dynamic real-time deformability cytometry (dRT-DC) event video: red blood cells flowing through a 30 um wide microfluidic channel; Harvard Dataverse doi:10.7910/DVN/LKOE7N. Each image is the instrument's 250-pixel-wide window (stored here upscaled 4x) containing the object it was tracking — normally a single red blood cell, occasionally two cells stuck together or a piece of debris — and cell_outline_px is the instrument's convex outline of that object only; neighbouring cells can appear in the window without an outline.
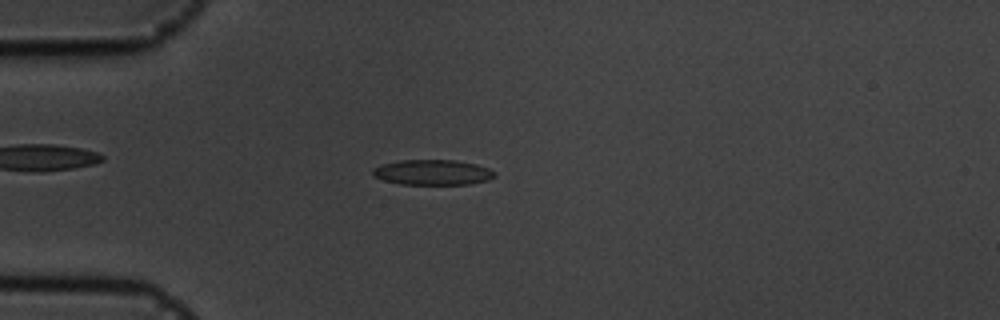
{"species": "common noctule bat (a hibernating species)", "species_latin": "Nyctalus noctula", "temperature_condition": "cold", "stored_images_in_passage": 56, "camera_frame_rate_fps": 3000, "um_per_image_px": 0.085, "animal": {"sex": "male", "body_mass_g": 19.5, "forearm_length_mm": 54.6}, "frame": {"image": 1, "passage_image": 15, "time_ms": 4.667, "image_size_px": [1000, 320], "cell_outline_px": [[496, 176], [488, 180], [468, 184], [400, 184], [384, 180], [372, 176], [372, 168], [384, 164], [400, 160], [456, 160], [476, 164], [488, 168], [496, 172]], "centroid_in_image_um": [36.78, 14.65], "position_along_channel_um": 48.2, "area_um2": 17.98}}
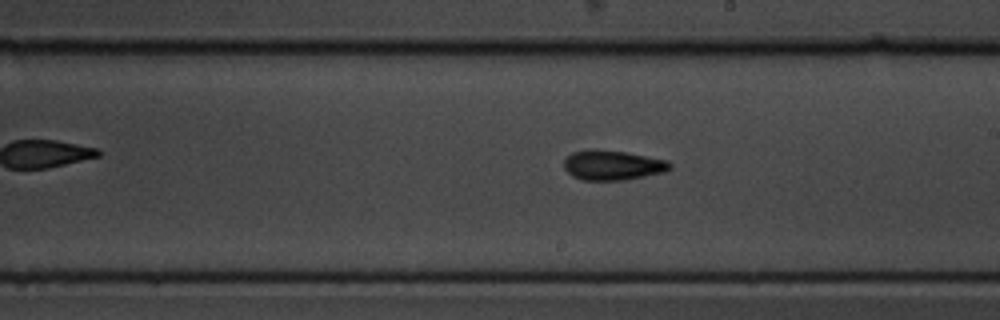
{"frame": {"image": 2, "passage_image": 32, "time_ms": 10.333, "image_size_px": [1000, 320], "cell_outline_px": [[672, 168], [664, 172], [624, 180], [580, 180], [572, 176], [564, 168], [564, 160], [572, 152], [596, 148], [628, 152], [668, 160], [672, 164]], "centroid_in_image_um": [52.08, 14.03], "position_along_channel_um": 236.9, "area_um2": 18.67}}
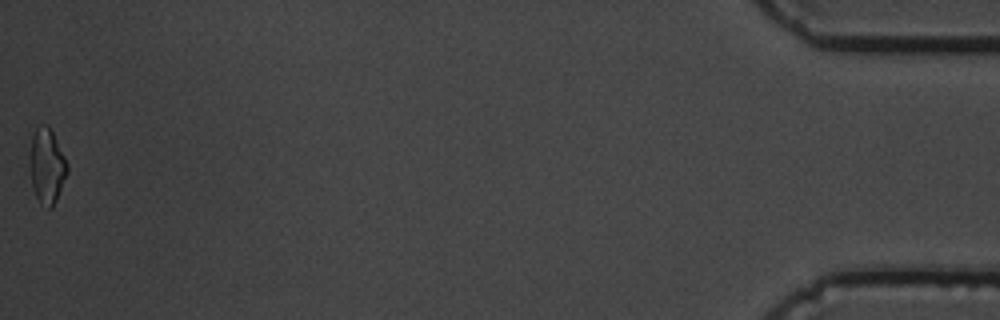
{"frame": {"image": 3, "passage_image": 56, "time_ms": 18.333, "image_size_px": [1000, 320], "cell_outline_px": [[68, 172], [56, 200], [52, 208], [48, 208], [40, 204], [36, 196], [32, 184], [28, 156], [32, 136], [36, 128], [44, 124], [48, 124], [68, 164]], "centroid_in_image_um": [3.97, 14.11], "position_along_channel_um": 431.2, "area_um2": 16.42}, "authors_computed_cell_mechanics": {"area_um2": 17.4267, "velocity_mm_per_s": 3.5961, "shape_relaxation_time_tau1_ms": 4.6678, "shape_relaxation_time_tau2_ms": 3.1398, "deformation_change_tau1": 0.1267, "deformation_change_tau2": 0.1078}}